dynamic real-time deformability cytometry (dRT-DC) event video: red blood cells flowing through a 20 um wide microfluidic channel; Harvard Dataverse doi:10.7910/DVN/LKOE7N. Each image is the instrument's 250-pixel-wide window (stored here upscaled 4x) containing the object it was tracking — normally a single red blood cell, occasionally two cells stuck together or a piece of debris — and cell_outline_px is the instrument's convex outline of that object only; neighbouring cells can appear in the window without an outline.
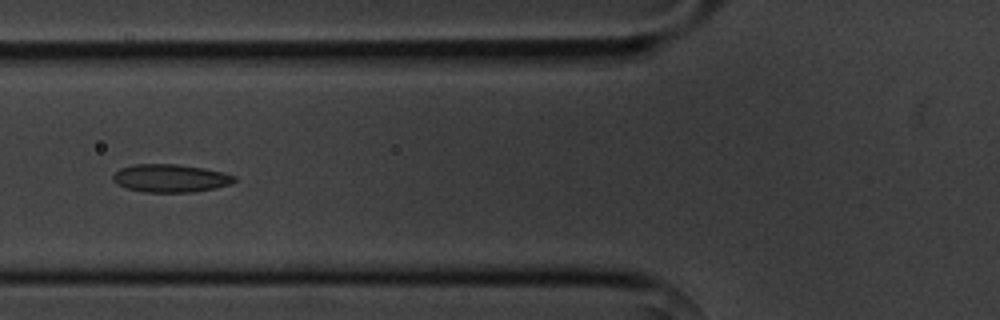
{"species": "common noctule bat (a hibernating species)", "species_latin": "Nyctalus noctula", "temperature_condition": "cold", "stored_images_in_passage": 6, "camera_frame_rate_fps": 3000, "um_per_image_px": 0.085, "animal": {"sex": "male", "body_mass_g": 20.1, "forearm_length_mm": 53.5}, "frame": {"image": 1, "passage_image": 5, "time_ms": 4.333, "image_size_px": [1000, 320], "cell_outline_px": [[236, 180], [228, 184], [216, 188], [192, 192], [144, 192], [124, 188], [116, 184], [112, 180], [112, 176], [120, 168], [132, 164], [176, 164], [204, 168], [224, 172], [236, 176]], "centroid_in_image_um": [14.45, 15.15], "position_along_channel_um": 111.3, "area_um2": 19.94}}
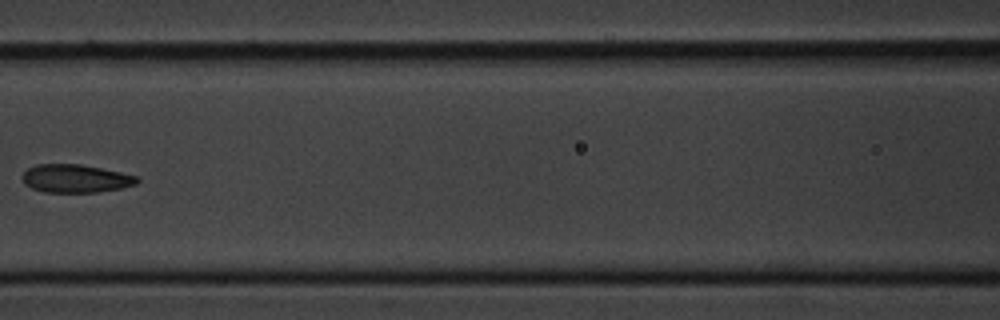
{"frame": {"image": 2, "passage_image": 6, "time_ms": 5.667, "image_size_px": [1000, 320], "cell_outline_px": [[140, 180], [136, 184], [120, 188], [96, 192], [44, 192], [32, 188], [24, 184], [20, 176], [28, 168], [36, 164], [80, 164], [120, 172], [136, 176]], "centroid_in_image_um": [6.37, 15.17], "position_along_channel_um": 160.2, "area_um2": 18.79}}